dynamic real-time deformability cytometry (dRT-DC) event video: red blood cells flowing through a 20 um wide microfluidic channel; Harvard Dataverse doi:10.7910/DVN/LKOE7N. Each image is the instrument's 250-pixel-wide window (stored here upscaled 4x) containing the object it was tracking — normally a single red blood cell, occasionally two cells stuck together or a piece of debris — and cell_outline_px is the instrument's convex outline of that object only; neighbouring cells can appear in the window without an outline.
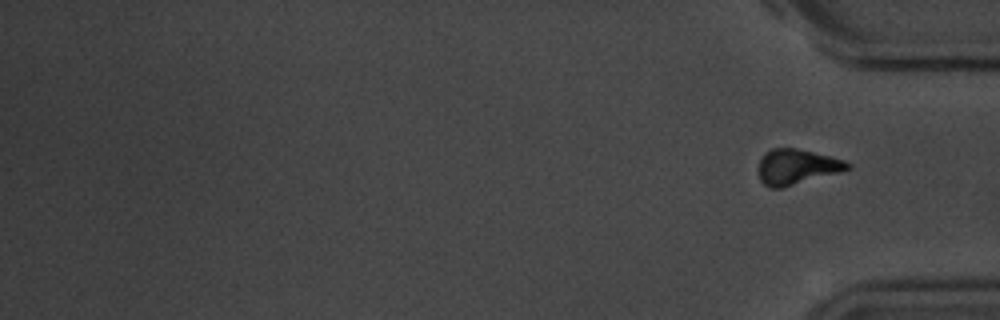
{"species": "common noctule bat (a hibernating species)", "species_latin": "Nyctalus noctula", "temperature_condition": "room temperature", "stored_images_in_passage": 15, "segment_of_instrument_passage": [2, 2], "camera_frame_rate_fps": 3000, "um_per_image_px": 0.085, "animal": {"sex": "male", "body_mass_g": 20.1, "forearm_length_mm": 53.5}, "frame": {"image": 1, "passage_image": 15, "time_ms": 17.667, "image_size_px": [1000, 320], "cell_outline_px": [[852, 168], [840, 172], [780, 188], [768, 188], [760, 180], [760, 160], [764, 152], [772, 148], [796, 148], [844, 160], [852, 164]], "centroid_in_image_um": [67.73, 14.17], "position_along_channel_um": 367.5, "area_um2": 18.09}}